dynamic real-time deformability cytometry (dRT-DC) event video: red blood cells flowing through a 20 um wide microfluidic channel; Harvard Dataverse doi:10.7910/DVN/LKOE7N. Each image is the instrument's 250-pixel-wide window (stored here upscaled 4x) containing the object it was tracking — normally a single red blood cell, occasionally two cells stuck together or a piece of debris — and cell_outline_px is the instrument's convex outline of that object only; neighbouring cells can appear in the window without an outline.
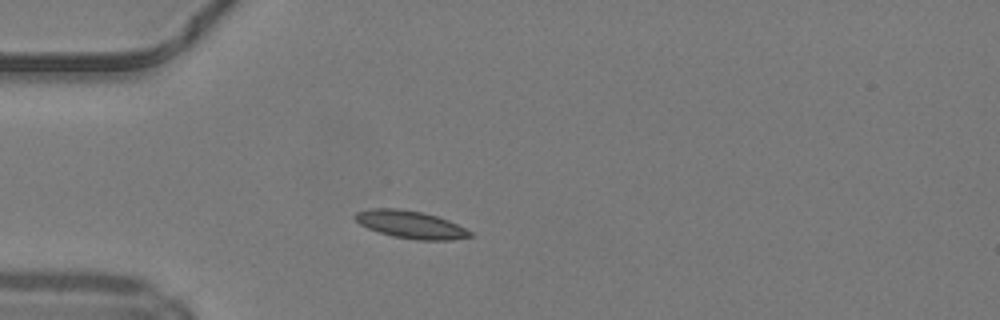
{"species": "common noctule bat (a hibernating species)", "species_latin": "Nyctalus noctula", "temperature_condition": "warm", "stored_images_in_passage": 44, "camera_frame_rate_fps": 3000, "um_per_image_px": 0.085, "animal": {"sex": "male", "body_mass_g": 19.2, "forearm_length_mm": 51.8}, "frame": {"image": 1, "passage_image": 9, "time_ms": 2.667, "image_size_px": [1000, 320], "cell_outline_px": [[472, 236], [452, 240], [416, 240], [392, 236], [368, 228], [360, 224], [352, 216], [356, 212], [372, 208], [400, 208], [424, 212], [448, 220], [472, 232]], "centroid_in_image_um": [34.88, 19.08], "position_along_channel_um": 50.1, "area_um2": 18.5}}
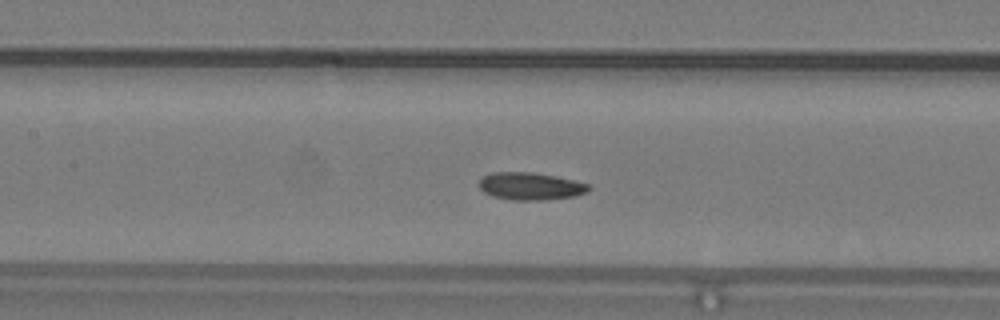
{"frame": {"image": 2, "passage_image": 18, "time_ms": 5.667, "image_size_px": [1000, 320], "cell_outline_px": [[592, 188], [588, 192], [576, 196], [544, 200], [512, 200], [492, 196], [484, 192], [480, 188], [480, 176], [492, 172], [532, 172], [572, 180], [588, 184]], "centroid_in_image_um": [45.07, 15.83], "position_along_channel_um": 162.3, "area_um2": 17.57}}
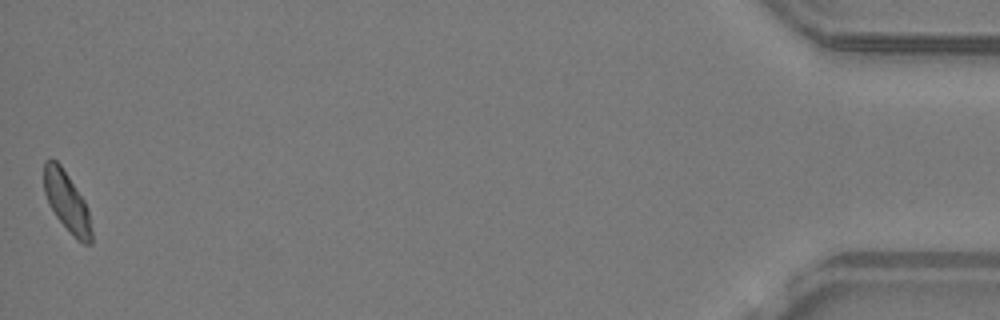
{"frame": {"image": 3, "passage_image": 44, "time_ms": 14.333, "image_size_px": [1000, 320], "cell_outline_px": [[92, 244], [84, 244], [76, 240], [72, 236], [56, 216], [48, 204], [44, 192], [44, 160], [56, 160], [60, 164], [84, 200], [88, 208], [92, 232]], "centroid_in_image_um": [5.69, 17.19], "position_along_channel_um": 429.5, "area_um2": 16.59}, "authors_computed_cell_mechanics": {"area_um2": 17.051, "velocity_mm_per_s": 4.2006, "shape_relaxation_time_tau1_ms": 6.8682, "shape_relaxation_time_tau2_ms": 2.7656, "deformation_change_tau1": 0.1379, "deformation_change_tau2": 0.0668}}